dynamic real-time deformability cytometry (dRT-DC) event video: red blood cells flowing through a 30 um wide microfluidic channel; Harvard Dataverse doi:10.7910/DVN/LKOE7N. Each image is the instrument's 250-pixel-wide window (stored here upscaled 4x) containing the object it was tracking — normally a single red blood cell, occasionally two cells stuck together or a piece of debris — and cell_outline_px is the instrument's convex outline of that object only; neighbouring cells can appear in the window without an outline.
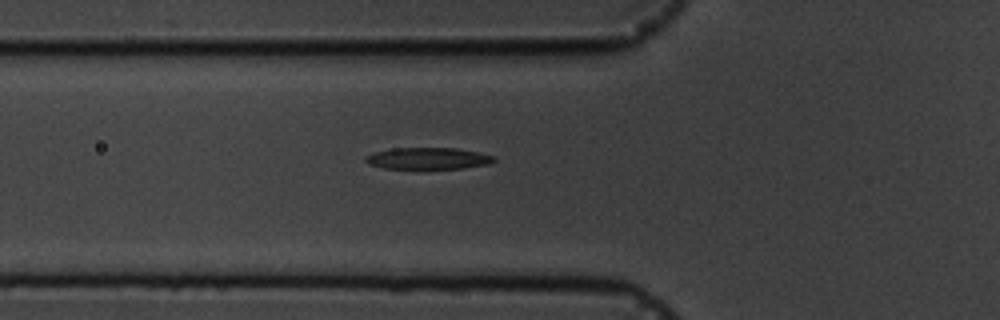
{"species": "common noctule bat (a hibernating species)", "species_latin": "Nyctalus noctula", "temperature_condition": "cold", "stored_images_in_passage": 6, "camera_frame_rate_fps": 3000, "um_per_image_px": 0.085, "animal": {"sex": "male", "body_mass_g": 19.5, "forearm_length_mm": 54.6}, "frame": {"image": 1, "passage_image": 6, "time_ms": 6.0, "image_size_px": [1000, 320], "cell_outline_px": [[496, 160], [488, 164], [460, 168], [420, 172], [384, 168], [368, 164], [364, 160], [364, 156], [372, 152], [392, 148], [456, 148], [480, 152], [496, 156]], "centroid_in_image_um": [36.33, 13.51], "position_along_channel_um": 89.5, "area_um2": 17.34}}